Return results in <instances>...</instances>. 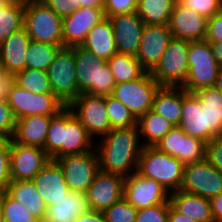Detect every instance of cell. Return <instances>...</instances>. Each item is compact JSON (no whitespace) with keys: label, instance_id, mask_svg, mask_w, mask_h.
<instances>
[{"label":"cell","instance_id":"cell-39","mask_svg":"<svg viewBox=\"0 0 222 222\" xmlns=\"http://www.w3.org/2000/svg\"><path fill=\"white\" fill-rule=\"evenodd\" d=\"M0 199L5 222H33L35 220L23 203L13 199L5 191H0Z\"/></svg>","mask_w":222,"mask_h":222},{"label":"cell","instance_id":"cell-50","mask_svg":"<svg viewBox=\"0 0 222 222\" xmlns=\"http://www.w3.org/2000/svg\"><path fill=\"white\" fill-rule=\"evenodd\" d=\"M13 82V75L3 72L0 68V100L7 101L8 89Z\"/></svg>","mask_w":222,"mask_h":222},{"label":"cell","instance_id":"cell-48","mask_svg":"<svg viewBox=\"0 0 222 222\" xmlns=\"http://www.w3.org/2000/svg\"><path fill=\"white\" fill-rule=\"evenodd\" d=\"M205 40L208 42L222 41V9L211 18H208Z\"/></svg>","mask_w":222,"mask_h":222},{"label":"cell","instance_id":"cell-36","mask_svg":"<svg viewBox=\"0 0 222 222\" xmlns=\"http://www.w3.org/2000/svg\"><path fill=\"white\" fill-rule=\"evenodd\" d=\"M63 45L41 43L31 40L27 48L26 68L48 71L57 52Z\"/></svg>","mask_w":222,"mask_h":222},{"label":"cell","instance_id":"cell-45","mask_svg":"<svg viewBox=\"0 0 222 222\" xmlns=\"http://www.w3.org/2000/svg\"><path fill=\"white\" fill-rule=\"evenodd\" d=\"M10 183V140H8L0 148V191H5Z\"/></svg>","mask_w":222,"mask_h":222},{"label":"cell","instance_id":"cell-4","mask_svg":"<svg viewBox=\"0 0 222 222\" xmlns=\"http://www.w3.org/2000/svg\"><path fill=\"white\" fill-rule=\"evenodd\" d=\"M185 165L155 146L143 147L137 173L160 183L169 193L180 190Z\"/></svg>","mask_w":222,"mask_h":222},{"label":"cell","instance_id":"cell-37","mask_svg":"<svg viewBox=\"0 0 222 222\" xmlns=\"http://www.w3.org/2000/svg\"><path fill=\"white\" fill-rule=\"evenodd\" d=\"M13 82L33 93H52L48 73L43 70L25 68L13 75Z\"/></svg>","mask_w":222,"mask_h":222},{"label":"cell","instance_id":"cell-14","mask_svg":"<svg viewBox=\"0 0 222 222\" xmlns=\"http://www.w3.org/2000/svg\"><path fill=\"white\" fill-rule=\"evenodd\" d=\"M155 147L177 158L184 165L206 159L207 143L187 135L179 126H174L167 132Z\"/></svg>","mask_w":222,"mask_h":222},{"label":"cell","instance_id":"cell-1","mask_svg":"<svg viewBox=\"0 0 222 222\" xmlns=\"http://www.w3.org/2000/svg\"><path fill=\"white\" fill-rule=\"evenodd\" d=\"M142 148L137 125L111 129L95 141L100 171L124 177L132 175L137 172Z\"/></svg>","mask_w":222,"mask_h":222},{"label":"cell","instance_id":"cell-46","mask_svg":"<svg viewBox=\"0 0 222 222\" xmlns=\"http://www.w3.org/2000/svg\"><path fill=\"white\" fill-rule=\"evenodd\" d=\"M206 159L222 173V136L207 143Z\"/></svg>","mask_w":222,"mask_h":222},{"label":"cell","instance_id":"cell-8","mask_svg":"<svg viewBox=\"0 0 222 222\" xmlns=\"http://www.w3.org/2000/svg\"><path fill=\"white\" fill-rule=\"evenodd\" d=\"M160 87L151 73L146 71L140 78L116 84L111 96L122 102L138 120L152 109L154 96Z\"/></svg>","mask_w":222,"mask_h":222},{"label":"cell","instance_id":"cell-21","mask_svg":"<svg viewBox=\"0 0 222 222\" xmlns=\"http://www.w3.org/2000/svg\"><path fill=\"white\" fill-rule=\"evenodd\" d=\"M114 29L117 53L136 56L145 26L137 12L108 17Z\"/></svg>","mask_w":222,"mask_h":222},{"label":"cell","instance_id":"cell-22","mask_svg":"<svg viewBox=\"0 0 222 222\" xmlns=\"http://www.w3.org/2000/svg\"><path fill=\"white\" fill-rule=\"evenodd\" d=\"M31 39L23 27L12 33L0 44V68L7 74L24 70L27 62V48Z\"/></svg>","mask_w":222,"mask_h":222},{"label":"cell","instance_id":"cell-18","mask_svg":"<svg viewBox=\"0 0 222 222\" xmlns=\"http://www.w3.org/2000/svg\"><path fill=\"white\" fill-rule=\"evenodd\" d=\"M172 38L168 25L145 24L136 57L147 72H151L160 62Z\"/></svg>","mask_w":222,"mask_h":222},{"label":"cell","instance_id":"cell-52","mask_svg":"<svg viewBox=\"0 0 222 222\" xmlns=\"http://www.w3.org/2000/svg\"><path fill=\"white\" fill-rule=\"evenodd\" d=\"M168 222H197V221L177 211L170 204V201H169Z\"/></svg>","mask_w":222,"mask_h":222},{"label":"cell","instance_id":"cell-41","mask_svg":"<svg viewBox=\"0 0 222 222\" xmlns=\"http://www.w3.org/2000/svg\"><path fill=\"white\" fill-rule=\"evenodd\" d=\"M169 200L166 203L137 211L135 222H168Z\"/></svg>","mask_w":222,"mask_h":222},{"label":"cell","instance_id":"cell-38","mask_svg":"<svg viewBox=\"0 0 222 222\" xmlns=\"http://www.w3.org/2000/svg\"><path fill=\"white\" fill-rule=\"evenodd\" d=\"M105 106L112 129L137 125L129 109L113 96H105Z\"/></svg>","mask_w":222,"mask_h":222},{"label":"cell","instance_id":"cell-57","mask_svg":"<svg viewBox=\"0 0 222 222\" xmlns=\"http://www.w3.org/2000/svg\"><path fill=\"white\" fill-rule=\"evenodd\" d=\"M33 222H51L46 216L35 218Z\"/></svg>","mask_w":222,"mask_h":222},{"label":"cell","instance_id":"cell-56","mask_svg":"<svg viewBox=\"0 0 222 222\" xmlns=\"http://www.w3.org/2000/svg\"><path fill=\"white\" fill-rule=\"evenodd\" d=\"M8 140H9V139H8L6 136L0 134V148H1Z\"/></svg>","mask_w":222,"mask_h":222},{"label":"cell","instance_id":"cell-6","mask_svg":"<svg viewBox=\"0 0 222 222\" xmlns=\"http://www.w3.org/2000/svg\"><path fill=\"white\" fill-rule=\"evenodd\" d=\"M23 27L33 41L62 45V18L41 0H25Z\"/></svg>","mask_w":222,"mask_h":222},{"label":"cell","instance_id":"cell-51","mask_svg":"<svg viewBox=\"0 0 222 222\" xmlns=\"http://www.w3.org/2000/svg\"><path fill=\"white\" fill-rule=\"evenodd\" d=\"M211 213L214 221L222 222V192L210 199Z\"/></svg>","mask_w":222,"mask_h":222},{"label":"cell","instance_id":"cell-25","mask_svg":"<svg viewBox=\"0 0 222 222\" xmlns=\"http://www.w3.org/2000/svg\"><path fill=\"white\" fill-rule=\"evenodd\" d=\"M53 117L33 115L17 119L12 139L20 145L44 148L50 120Z\"/></svg>","mask_w":222,"mask_h":222},{"label":"cell","instance_id":"cell-3","mask_svg":"<svg viewBox=\"0 0 222 222\" xmlns=\"http://www.w3.org/2000/svg\"><path fill=\"white\" fill-rule=\"evenodd\" d=\"M73 54L78 96L81 93L99 96L111 95L116 83L107 61L101 60L81 45L73 46Z\"/></svg>","mask_w":222,"mask_h":222},{"label":"cell","instance_id":"cell-33","mask_svg":"<svg viewBox=\"0 0 222 222\" xmlns=\"http://www.w3.org/2000/svg\"><path fill=\"white\" fill-rule=\"evenodd\" d=\"M107 64L116 84L133 81L146 72L133 55L116 53L107 60Z\"/></svg>","mask_w":222,"mask_h":222},{"label":"cell","instance_id":"cell-9","mask_svg":"<svg viewBox=\"0 0 222 222\" xmlns=\"http://www.w3.org/2000/svg\"><path fill=\"white\" fill-rule=\"evenodd\" d=\"M47 73L52 93L68 107L78 97L73 46L57 52Z\"/></svg>","mask_w":222,"mask_h":222},{"label":"cell","instance_id":"cell-2","mask_svg":"<svg viewBox=\"0 0 222 222\" xmlns=\"http://www.w3.org/2000/svg\"><path fill=\"white\" fill-rule=\"evenodd\" d=\"M43 149L55 161L65 155L82 154L95 149V141L73 112L65 107L50 120Z\"/></svg>","mask_w":222,"mask_h":222},{"label":"cell","instance_id":"cell-24","mask_svg":"<svg viewBox=\"0 0 222 222\" xmlns=\"http://www.w3.org/2000/svg\"><path fill=\"white\" fill-rule=\"evenodd\" d=\"M179 127L187 135L209 143L207 112L201 108L200 101L194 93H188L183 98Z\"/></svg>","mask_w":222,"mask_h":222},{"label":"cell","instance_id":"cell-53","mask_svg":"<svg viewBox=\"0 0 222 222\" xmlns=\"http://www.w3.org/2000/svg\"><path fill=\"white\" fill-rule=\"evenodd\" d=\"M104 0H76V10L81 7H103Z\"/></svg>","mask_w":222,"mask_h":222},{"label":"cell","instance_id":"cell-31","mask_svg":"<svg viewBox=\"0 0 222 222\" xmlns=\"http://www.w3.org/2000/svg\"><path fill=\"white\" fill-rule=\"evenodd\" d=\"M202 109H205L208 117L209 142L222 136V93L215 87H207L194 93Z\"/></svg>","mask_w":222,"mask_h":222},{"label":"cell","instance_id":"cell-7","mask_svg":"<svg viewBox=\"0 0 222 222\" xmlns=\"http://www.w3.org/2000/svg\"><path fill=\"white\" fill-rule=\"evenodd\" d=\"M189 41L173 37L160 62L150 72L161 87H182L188 75Z\"/></svg>","mask_w":222,"mask_h":222},{"label":"cell","instance_id":"cell-27","mask_svg":"<svg viewBox=\"0 0 222 222\" xmlns=\"http://www.w3.org/2000/svg\"><path fill=\"white\" fill-rule=\"evenodd\" d=\"M89 209L86 193L69 191L64 197L47 206L46 217L51 222H75L80 214Z\"/></svg>","mask_w":222,"mask_h":222},{"label":"cell","instance_id":"cell-58","mask_svg":"<svg viewBox=\"0 0 222 222\" xmlns=\"http://www.w3.org/2000/svg\"><path fill=\"white\" fill-rule=\"evenodd\" d=\"M1 1L6 2L8 4H14L17 2H25V0H1Z\"/></svg>","mask_w":222,"mask_h":222},{"label":"cell","instance_id":"cell-11","mask_svg":"<svg viewBox=\"0 0 222 222\" xmlns=\"http://www.w3.org/2000/svg\"><path fill=\"white\" fill-rule=\"evenodd\" d=\"M68 108L79 119L94 141L112 128L105 106V96L81 93Z\"/></svg>","mask_w":222,"mask_h":222},{"label":"cell","instance_id":"cell-28","mask_svg":"<svg viewBox=\"0 0 222 222\" xmlns=\"http://www.w3.org/2000/svg\"><path fill=\"white\" fill-rule=\"evenodd\" d=\"M169 201L177 211L197 222H214L210 199L178 190L169 193Z\"/></svg>","mask_w":222,"mask_h":222},{"label":"cell","instance_id":"cell-43","mask_svg":"<svg viewBox=\"0 0 222 222\" xmlns=\"http://www.w3.org/2000/svg\"><path fill=\"white\" fill-rule=\"evenodd\" d=\"M138 0H104L105 17L136 12Z\"/></svg>","mask_w":222,"mask_h":222},{"label":"cell","instance_id":"cell-23","mask_svg":"<svg viewBox=\"0 0 222 222\" xmlns=\"http://www.w3.org/2000/svg\"><path fill=\"white\" fill-rule=\"evenodd\" d=\"M46 206L69 193L68 186L61 167L54 160H50L32 179Z\"/></svg>","mask_w":222,"mask_h":222},{"label":"cell","instance_id":"cell-44","mask_svg":"<svg viewBox=\"0 0 222 222\" xmlns=\"http://www.w3.org/2000/svg\"><path fill=\"white\" fill-rule=\"evenodd\" d=\"M16 128V119L7 101L0 100V134L9 140L13 138Z\"/></svg>","mask_w":222,"mask_h":222},{"label":"cell","instance_id":"cell-34","mask_svg":"<svg viewBox=\"0 0 222 222\" xmlns=\"http://www.w3.org/2000/svg\"><path fill=\"white\" fill-rule=\"evenodd\" d=\"M177 0H138L136 12L148 25H168Z\"/></svg>","mask_w":222,"mask_h":222},{"label":"cell","instance_id":"cell-12","mask_svg":"<svg viewBox=\"0 0 222 222\" xmlns=\"http://www.w3.org/2000/svg\"><path fill=\"white\" fill-rule=\"evenodd\" d=\"M55 161L63 171L68 189L74 192L86 193L100 172L99 159L95 149L82 154L65 155Z\"/></svg>","mask_w":222,"mask_h":222},{"label":"cell","instance_id":"cell-59","mask_svg":"<svg viewBox=\"0 0 222 222\" xmlns=\"http://www.w3.org/2000/svg\"><path fill=\"white\" fill-rule=\"evenodd\" d=\"M0 222H5L4 221L3 208H2V205H1V199H0Z\"/></svg>","mask_w":222,"mask_h":222},{"label":"cell","instance_id":"cell-32","mask_svg":"<svg viewBox=\"0 0 222 222\" xmlns=\"http://www.w3.org/2000/svg\"><path fill=\"white\" fill-rule=\"evenodd\" d=\"M143 147L155 146L174 125L152 109L137 120Z\"/></svg>","mask_w":222,"mask_h":222},{"label":"cell","instance_id":"cell-35","mask_svg":"<svg viewBox=\"0 0 222 222\" xmlns=\"http://www.w3.org/2000/svg\"><path fill=\"white\" fill-rule=\"evenodd\" d=\"M25 2L8 4L0 0V44L24 26Z\"/></svg>","mask_w":222,"mask_h":222},{"label":"cell","instance_id":"cell-13","mask_svg":"<svg viewBox=\"0 0 222 222\" xmlns=\"http://www.w3.org/2000/svg\"><path fill=\"white\" fill-rule=\"evenodd\" d=\"M180 190L211 199L222 192V173L207 159L185 165Z\"/></svg>","mask_w":222,"mask_h":222},{"label":"cell","instance_id":"cell-20","mask_svg":"<svg viewBox=\"0 0 222 222\" xmlns=\"http://www.w3.org/2000/svg\"><path fill=\"white\" fill-rule=\"evenodd\" d=\"M168 26L175 38L189 42L203 41L207 35L208 18L176 1Z\"/></svg>","mask_w":222,"mask_h":222},{"label":"cell","instance_id":"cell-10","mask_svg":"<svg viewBox=\"0 0 222 222\" xmlns=\"http://www.w3.org/2000/svg\"><path fill=\"white\" fill-rule=\"evenodd\" d=\"M7 103L16 120L33 115L56 116L66 107L53 93L29 92L14 82L9 86Z\"/></svg>","mask_w":222,"mask_h":222},{"label":"cell","instance_id":"cell-5","mask_svg":"<svg viewBox=\"0 0 222 222\" xmlns=\"http://www.w3.org/2000/svg\"><path fill=\"white\" fill-rule=\"evenodd\" d=\"M188 75L182 86L188 93L215 85L220 65L218 64L208 41L189 42Z\"/></svg>","mask_w":222,"mask_h":222},{"label":"cell","instance_id":"cell-42","mask_svg":"<svg viewBox=\"0 0 222 222\" xmlns=\"http://www.w3.org/2000/svg\"><path fill=\"white\" fill-rule=\"evenodd\" d=\"M181 5L211 18L222 9V0H177Z\"/></svg>","mask_w":222,"mask_h":222},{"label":"cell","instance_id":"cell-29","mask_svg":"<svg viewBox=\"0 0 222 222\" xmlns=\"http://www.w3.org/2000/svg\"><path fill=\"white\" fill-rule=\"evenodd\" d=\"M187 94L182 87H160L154 96L152 110L179 126L183 98Z\"/></svg>","mask_w":222,"mask_h":222},{"label":"cell","instance_id":"cell-40","mask_svg":"<svg viewBox=\"0 0 222 222\" xmlns=\"http://www.w3.org/2000/svg\"><path fill=\"white\" fill-rule=\"evenodd\" d=\"M137 209L124 197L103 211L107 222H135Z\"/></svg>","mask_w":222,"mask_h":222},{"label":"cell","instance_id":"cell-49","mask_svg":"<svg viewBox=\"0 0 222 222\" xmlns=\"http://www.w3.org/2000/svg\"><path fill=\"white\" fill-rule=\"evenodd\" d=\"M75 222H107L105 220L103 212L95 210H87L86 212L80 214Z\"/></svg>","mask_w":222,"mask_h":222},{"label":"cell","instance_id":"cell-26","mask_svg":"<svg viewBox=\"0 0 222 222\" xmlns=\"http://www.w3.org/2000/svg\"><path fill=\"white\" fill-rule=\"evenodd\" d=\"M81 46L105 61L117 53L114 29L108 17L88 32Z\"/></svg>","mask_w":222,"mask_h":222},{"label":"cell","instance_id":"cell-54","mask_svg":"<svg viewBox=\"0 0 222 222\" xmlns=\"http://www.w3.org/2000/svg\"><path fill=\"white\" fill-rule=\"evenodd\" d=\"M212 52L220 66H222V41L221 42H209Z\"/></svg>","mask_w":222,"mask_h":222},{"label":"cell","instance_id":"cell-16","mask_svg":"<svg viewBox=\"0 0 222 222\" xmlns=\"http://www.w3.org/2000/svg\"><path fill=\"white\" fill-rule=\"evenodd\" d=\"M124 199L137 210L169 200V192L153 179L142 177L137 172L125 177Z\"/></svg>","mask_w":222,"mask_h":222},{"label":"cell","instance_id":"cell-47","mask_svg":"<svg viewBox=\"0 0 222 222\" xmlns=\"http://www.w3.org/2000/svg\"><path fill=\"white\" fill-rule=\"evenodd\" d=\"M47 7L62 19L76 10V0H41Z\"/></svg>","mask_w":222,"mask_h":222},{"label":"cell","instance_id":"cell-55","mask_svg":"<svg viewBox=\"0 0 222 222\" xmlns=\"http://www.w3.org/2000/svg\"><path fill=\"white\" fill-rule=\"evenodd\" d=\"M214 86L222 93V66L219 69V73Z\"/></svg>","mask_w":222,"mask_h":222},{"label":"cell","instance_id":"cell-17","mask_svg":"<svg viewBox=\"0 0 222 222\" xmlns=\"http://www.w3.org/2000/svg\"><path fill=\"white\" fill-rule=\"evenodd\" d=\"M125 177L100 171L86 191L91 210L103 212L123 198Z\"/></svg>","mask_w":222,"mask_h":222},{"label":"cell","instance_id":"cell-19","mask_svg":"<svg viewBox=\"0 0 222 222\" xmlns=\"http://www.w3.org/2000/svg\"><path fill=\"white\" fill-rule=\"evenodd\" d=\"M105 18L103 7H81L62 19V45H81L88 32Z\"/></svg>","mask_w":222,"mask_h":222},{"label":"cell","instance_id":"cell-30","mask_svg":"<svg viewBox=\"0 0 222 222\" xmlns=\"http://www.w3.org/2000/svg\"><path fill=\"white\" fill-rule=\"evenodd\" d=\"M5 192L35 218L46 216L47 206L32 180L11 181Z\"/></svg>","mask_w":222,"mask_h":222},{"label":"cell","instance_id":"cell-15","mask_svg":"<svg viewBox=\"0 0 222 222\" xmlns=\"http://www.w3.org/2000/svg\"><path fill=\"white\" fill-rule=\"evenodd\" d=\"M50 160L43 148L20 145L10 139L11 181L32 180Z\"/></svg>","mask_w":222,"mask_h":222}]
</instances>
